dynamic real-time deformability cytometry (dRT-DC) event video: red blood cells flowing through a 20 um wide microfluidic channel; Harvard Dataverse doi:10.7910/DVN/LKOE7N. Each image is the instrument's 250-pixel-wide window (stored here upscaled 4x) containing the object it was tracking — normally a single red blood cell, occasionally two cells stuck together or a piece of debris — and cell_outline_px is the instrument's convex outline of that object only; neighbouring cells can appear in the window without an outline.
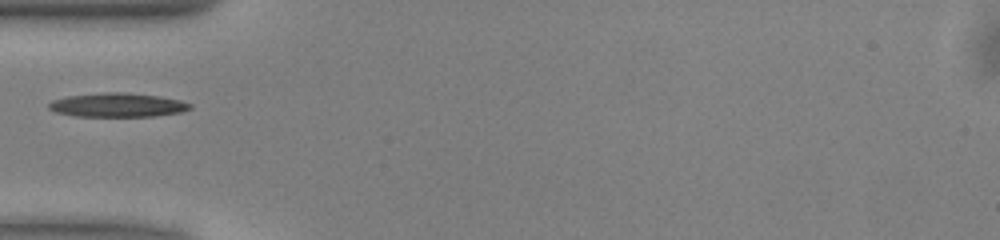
{"species": "common noctule bat (a hibernating species)", "species_latin": "Nyctalus noctula", "temperature_condition": "warm", "stored_images_in_passage": 35, "camera_frame_rate_fps": 3000, "um_per_image_px": 0.085, "animal": {"sex": "male", "body_mass_g": 13.0, "forearm_length_mm": 53.1}, "frame": {"image": 1, "passage_image": 1, "time_ms": 0.0, "image_size_px": [1000, 240], "cell_outline_px": [[192, 108], [180, 112], [156, 116], [76, 116], [56, 112], [48, 108], [48, 104], [52, 100], [68, 96], [104, 92], [124, 92], [160, 96], [180, 100], [192, 104]], "centroid_in_image_um": [10.0, 8.92], "position_along_channel_um": 75.0, "area_um2": 19.71}}
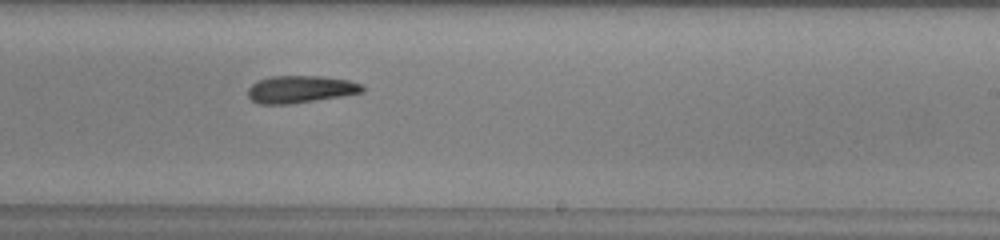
{"frame": {"image": 2, "passage_image": 15, "time_ms": 4.667, "image_size_px": [1000, 240], "cell_outline_px": [[364, 92], [316, 100], [288, 104], [260, 104], [252, 100], [248, 96], [248, 88], [252, 84], [260, 80], [272, 76], [320, 76], [348, 80], [360, 84], [364, 88]], "centroid_in_image_um": [25.52, 7.59], "position_along_channel_um": 263.5, "area_um2": 17.98}}
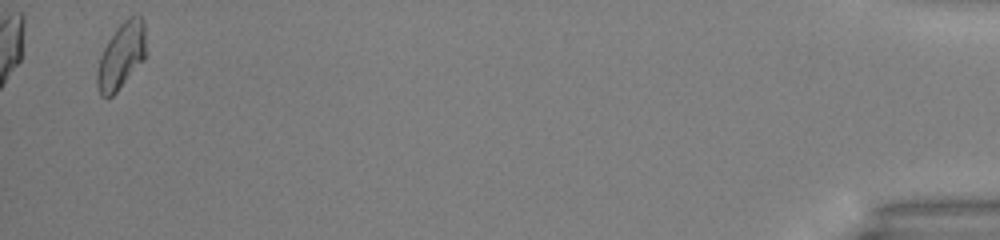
{"frame": {"image": 3, "passage_image": 34, "time_ms": 11.0, "image_size_px": [1000, 240], "cell_outline_px": [[148, 52], [144, 60], [116, 92], [112, 96], [100, 96], [96, 88], [96, 72], [100, 56], [108, 40], [116, 28], [128, 16], [140, 16], [144, 20]], "centroid_in_image_um": [10.33, 4.73], "position_along_channel_um": 424.9, "area_um2": 19.25}}